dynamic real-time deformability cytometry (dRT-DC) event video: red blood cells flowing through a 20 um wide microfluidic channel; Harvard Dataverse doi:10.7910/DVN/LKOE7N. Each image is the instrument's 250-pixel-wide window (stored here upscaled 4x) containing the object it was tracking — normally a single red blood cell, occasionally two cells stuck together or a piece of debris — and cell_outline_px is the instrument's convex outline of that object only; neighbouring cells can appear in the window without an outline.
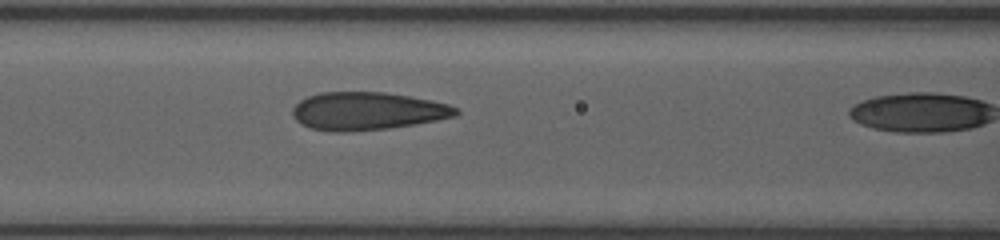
{"species": "human", "species_latin": "Homo sapiens", "temperature_condition": "room temperature", "stored_images_in_passage": 21, "camera_frame_rate_fps": 3000, "um_per_image_px": 0.085, "donor": {"sex": "female"}, "frame": {"image": 1, "passage_image": 20, "time_ms": 6.333, "image_size_px": [1000, 240], "cell_outline_px": [[460, 112], [456, 116], [436, 120], [388, 128], [344, 132], [332, 132], [312, 128], [300, 124], [292, 116], [292, 108], [300, 100], [308, 96], [320, 92], [384, 92], [408, 96], [448, 104], [456, 108]], "centroid_in_image_um": [31.17, 9.44], "position_along_channel_um": 135.4, "area_um2": 35.89}}